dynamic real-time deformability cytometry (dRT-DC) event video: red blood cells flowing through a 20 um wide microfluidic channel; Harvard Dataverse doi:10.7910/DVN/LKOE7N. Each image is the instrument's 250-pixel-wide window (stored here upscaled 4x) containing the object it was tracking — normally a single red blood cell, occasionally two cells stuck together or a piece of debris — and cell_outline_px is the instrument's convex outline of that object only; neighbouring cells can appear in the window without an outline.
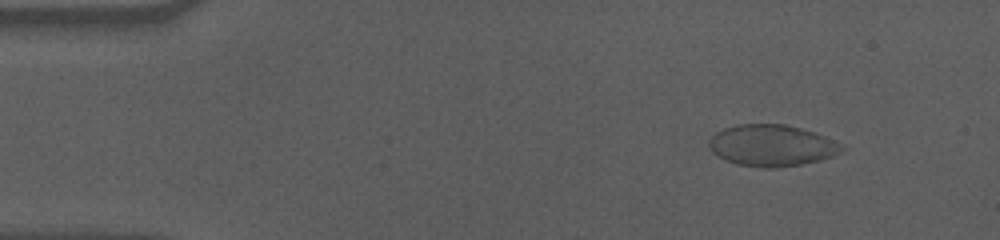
{"species": "human", "species_latin": "Homo sapiens", "temperature_condition": "cold", "stored_images_in_passage": 52, "camera_frame_rate_fps": 3000, "um_per_image_px": 0.085, "donor": {"sex": "male"}, "frame": {"image": 1, "passage_image": 1, "time_ms": 0.0, "image_size_px": [1000, 240], "cell_outline_px": [[844, 148], [832, 156], [820, 160], [800, 164], [776, 168], [768, 168], [736, 164], [724, 160], [716, 156], [712, 152], [708, 144], [708, 140], [716, 132], [724, 128], [736, 124], [784, 124], [800, 128], [824, 136], [844, 144]], "centroid_in_image_um": [65.55, 12.36], "position_along_channel_um": 19.4, "area_um2": 32.08}}
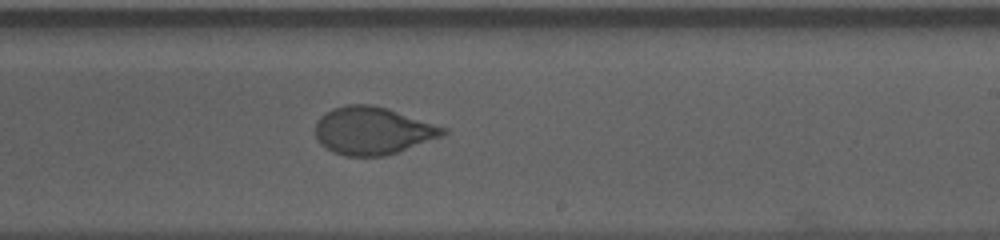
{"frame": {"image": 2, "passage_image": 29, "time_ms": 9.333, "image_size_px": [1000, 240], "cell_outline_px": [[448, 132], [440, 136], [388, 156], [344, 156], [332, 152], [320, 144], [316, 136], [316, 124], [320, 116], [332, 108], [348, 104], [372, 104], [388, 108], [448, 128]], "centroid_in_image_um": [31.66, 11.11], "position_along_channel_um": 257.3, "area_um2": 35.55}}
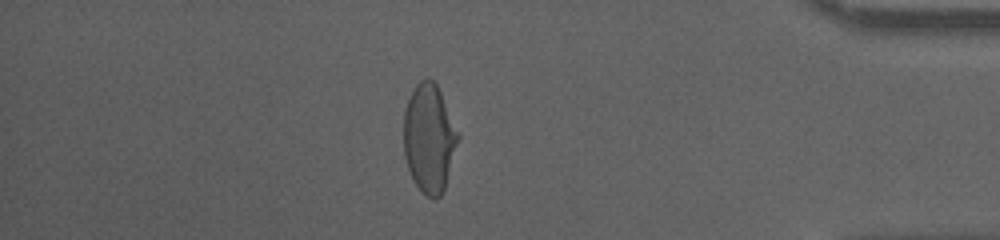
{"frame": {"image": 3, "passage_image": 44, "time_ms": 14.333, "image_size_px": [1000, 240], "cell_outline_px": [[460, 136], [444, 188], [440, 196], [436, 200], [432, 200], [412, 180], [404, 156], [404, 112], [408, 100], [416, 84], [420, 80], [428, 76], [436, 84], [460, 132]], "centroid_in_image_um": [36.49, 11.74], "position_along_channel_um": 398.7, "area_um2": 34.33}, "authors_computed_cell_mechanics": {"area_um2": 34.9401, "velocity_mm_per_s": 3.5453, "shape_relaxation_time_tau1_ms": 7.1858, "shape_relaxation_time_tau2_ms": null, "deformation_change_tau1": 0.1918, "deformation_change_tau2": null}}